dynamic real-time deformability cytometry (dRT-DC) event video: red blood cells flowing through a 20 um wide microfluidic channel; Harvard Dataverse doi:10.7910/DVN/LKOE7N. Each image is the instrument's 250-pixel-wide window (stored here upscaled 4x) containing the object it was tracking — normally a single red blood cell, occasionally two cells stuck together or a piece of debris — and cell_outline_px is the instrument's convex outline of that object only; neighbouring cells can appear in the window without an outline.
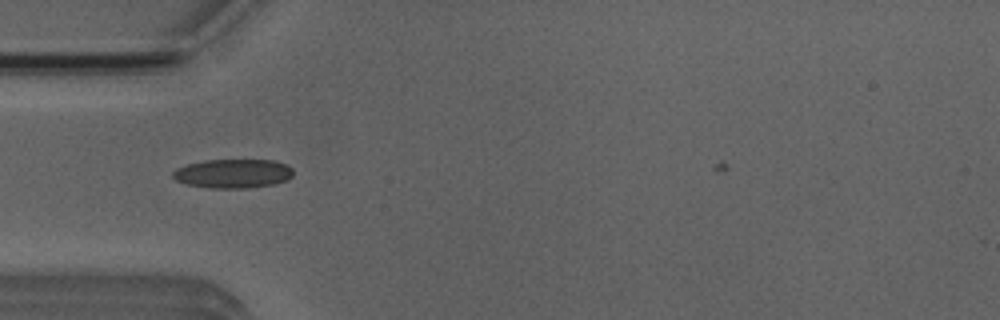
{"species": "Egyptian fruit bat (a non-hibernating species)", "species_latin": "Rousettus aegyptiacus", "temperature_condition": "room temperature", "stored_images_in_passage": 2, "camera_frame_rate_fps": 3000, "um_per_image_px": 0.085, "animal": {"sex": "male"}, "frame": {"image": 1, "passage_image": 2, "time_ms": 1.0, "image_size_px": [1000, 320], "cell_outline_px": [[292, 176], [288, 180], [272, 184], [248, 188], [208, 188], [188, 184], [176, 180], [172, 176], [172, 172], [176, 168], [188, 164], [204, 160], [272, 160], [284, 164], [292, 168]], "centroid_in_image_um": [19.79, 14.75], "position_along_channel_um": 65.2, "area_um2": 20.29}}